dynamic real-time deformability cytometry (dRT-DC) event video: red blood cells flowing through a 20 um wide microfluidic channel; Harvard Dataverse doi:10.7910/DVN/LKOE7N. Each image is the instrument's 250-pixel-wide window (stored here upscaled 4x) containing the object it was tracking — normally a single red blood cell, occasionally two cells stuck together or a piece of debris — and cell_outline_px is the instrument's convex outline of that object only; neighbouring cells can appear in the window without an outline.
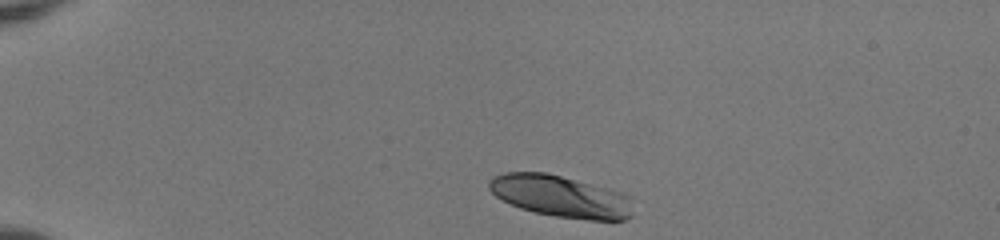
{"species": "human", "species_latin": "Homo sapiens", "temperature_condition": "room temperature", "stored_images_in_passage": 37, "camera_frame_rate_fps": 3000, "um_per_image_px": 0.085, "donor": {"sex": "female"}, "frame": {"image": 1, "passage_image": 1, "time_ms": 0.0, "image_size_px": [1000, 240], "cell_outline_px": [[632, 216], [624, 220], [588, 220], [556, 216], [536, 212], [520, 208], [496, 196], [488, 188], [488, 180], [492, 176], [504, 172], [548, 172], [608, 188], [620, 192], [628, 196]], "centroid_in_image_um": [47.62, 16.67], "position_along_channel_um": 37.4, "area_um2": 34.97}}
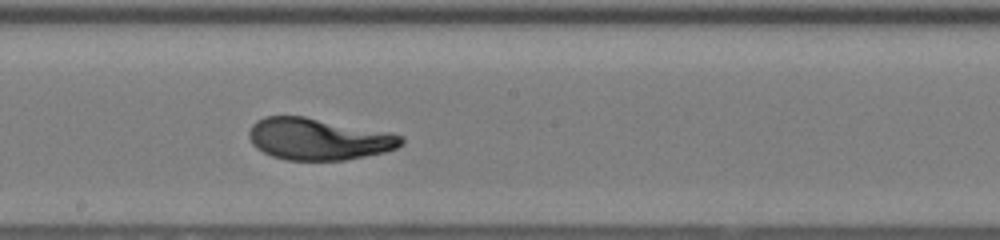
{"frame": {"image": 2, "passage_image": 20, "time_ms": 6.333, "image_size_px": [1000, 240], "cell_outline_px": [[404, 144], [396, 148], [384, 152], [344, 160], [288, 160], [272, 156], [256, 148], [252, 144], [248, 136], [248, 132], [252, 124], [256, 120], [264, 116], [304, 116], [392, 132], [404, 136]], "centroid_in_image_um": [27.08, 11.81], "position_along_channel_um": 221.1, "area_um2": 37.34}}
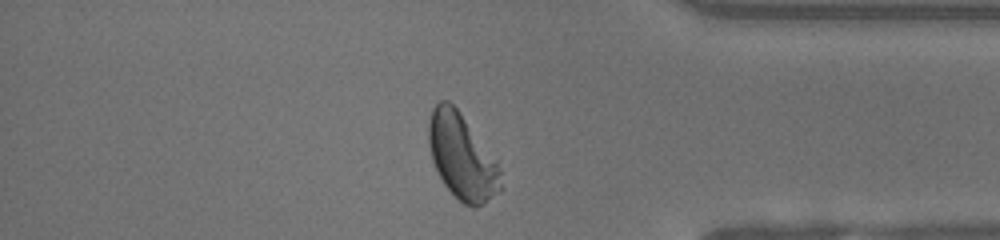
{"frame": {"image": 3, "passage_image": 34, "time_ms": 11.0, "image_size_px": [1000, 240], "cell_outline_px": [[500, 192], [484, 204], [476, 208], [472, 208], [464, 204], [444, 184], [432, 160], [428, 144], [428, 124], [432, 108], [440, 100], [448, 100], [460, 112], [496, 160], [500, 172]], "centroid_in_image_um": [39.25, 13.32], "position_along_channel_um": 396.0, "area_um2": 35.55}}